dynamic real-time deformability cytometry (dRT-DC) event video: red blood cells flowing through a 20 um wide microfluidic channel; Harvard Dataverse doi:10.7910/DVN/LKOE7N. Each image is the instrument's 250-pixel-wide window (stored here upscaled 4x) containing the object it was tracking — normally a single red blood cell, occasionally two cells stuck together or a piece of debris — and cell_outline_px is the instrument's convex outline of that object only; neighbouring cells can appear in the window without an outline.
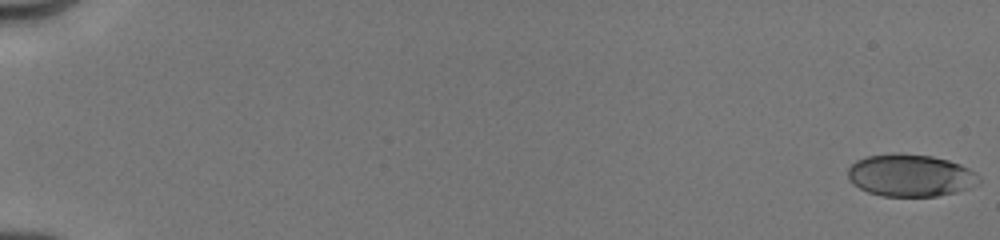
{"species": "human", "species_latin": "Homo sapiens", "temperature_condition": "cold", "stored_images_in_passage": 55, "camera_frame_rate_fps": 3000, "um_per_image_px": 0.085, "donor": {"sex": "male"}, "frame": {"image": 1, "passage_image": 1, "time_ms": 0.0, "image_size_px": [1000, 240], "cell_outline_px": [[980, 184], [956, 192], [936, 196], [880, 196], [868, 192], [852, 184], [848, 176], [848, 168], [856, 160], [864, 156], [892, 152], [900, 152], [932, 156], [948, 160], [960, 164], [976, 172], [980, 176]], "centroid_in_image_um": [77.38, 14.89], "position_along_channel_um": 7.6, "area_um2": 32.77}}
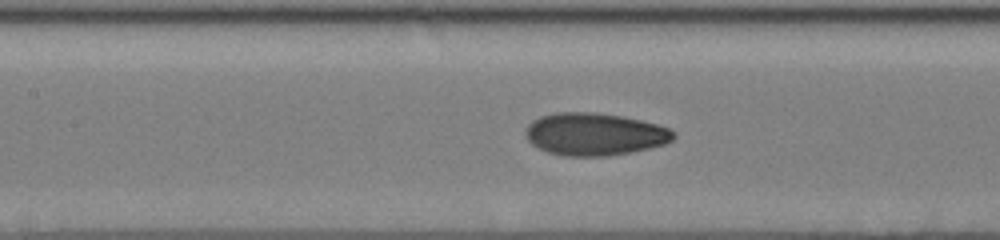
{"frame": {"image": 2, "passage_image": 26, "time_ms": 8.667, "image_size_px": [1000, 240], "cell_outline_px": [[676, 136], [672, 140], [664, 144], [648, 148], [608, 156], [564, 156], [548, 152], [532, 144], [524, 136], [524, 132], [528, 124], [532, 120], [540, 116], [556, 112], [596, 112], [624, 116], [656, 124], [668, 128], [676, 132]], "centroid_in_image_um": [50.51, 11.39], "position_along_channel_um": 156.9, "area_um2": 36.76}}
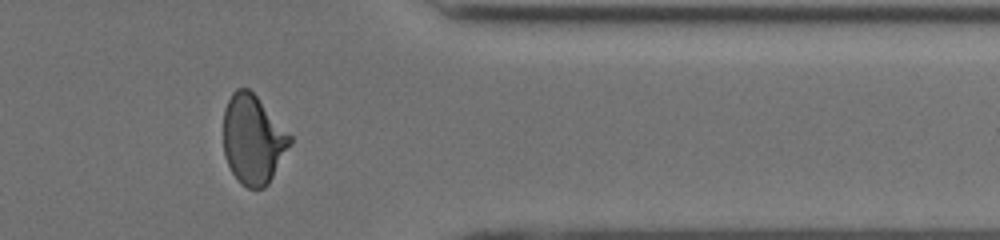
{"frame": {"image": 3, "passage_image": 47, "time_ms": 14.667, "image_size_px": [1000, 240], "cell_outline_px": [[292, 144], [268, 184], [264, 188], [248, 188], [240, 184], [236, 180], [224, 156], [224, 108], [232, 92], [236, 88], [248, 88], [256, 96], [292, 136]], "centroid_in_image_um": [21.5, 11.87], "position_along_channel_um": 389.9, "area_um2": 34.62}}